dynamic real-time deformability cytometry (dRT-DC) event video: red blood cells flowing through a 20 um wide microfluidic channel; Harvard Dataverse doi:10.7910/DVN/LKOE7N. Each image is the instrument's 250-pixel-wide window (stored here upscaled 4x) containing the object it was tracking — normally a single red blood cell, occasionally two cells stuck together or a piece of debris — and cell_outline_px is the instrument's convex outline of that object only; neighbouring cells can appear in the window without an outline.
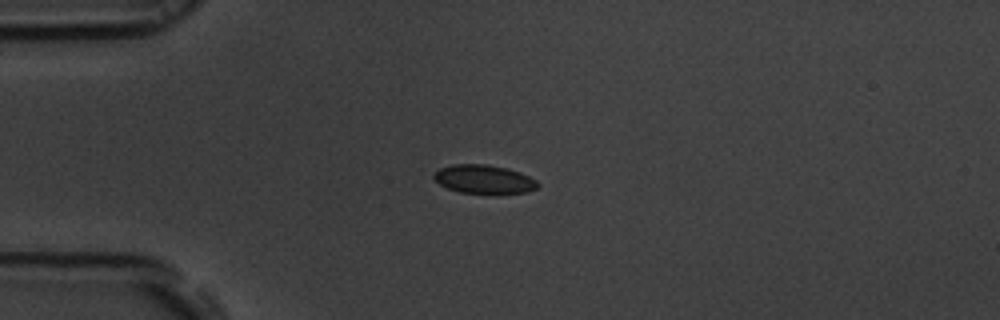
{"species": "common noctule bat (a hibernating species)", "species_latin": "Nyctalus noctula", "temperature_condition": "room temperature", "stored_images_in_passage": 42, "camera_frame_rate_fps": 3000, "um_per_image_px": 0.085, "animal": {"sex": "male", "body_mass_g": 19.5, "forearm_length_mm": 54.6}, "frame": {"image": 1, "passage_image": 1, "time_ms": 0.0, "image_size_px": [1000, 320], "cell_outline_px": [[540, 184], [536, 188], [528, 192], [460, 192], [448, 188], [440, 184], [432, 176], [440, 168], [452, 164], [488, 164], [508, 168], [520, 172], [536, 180]], "centroid_in_image_um": [41.14, 15.2], "position_along_channel_um": 43.9, "area_um2": 16.99}}
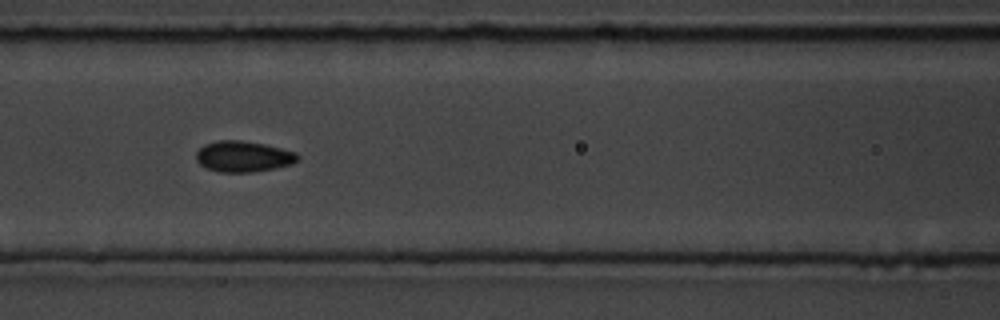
{"frame": {"image": 2, "passage_image": 11, "time_ms": 3.333, "image_size_px": [1000, 320], "cell_outline_px": [[300, 156], [292, 164], [276, 168], [252, 172], [220, 172], [208, 168], [200, 164], [196, 160], [196, 152], [204, 144], [216, 140], [240, 140], [264, 144], [296, 152]], "centroid_in_image_um": [20.67, 13.29], "position_along_channel_um": 145.9, "area_um2": 18.26}}
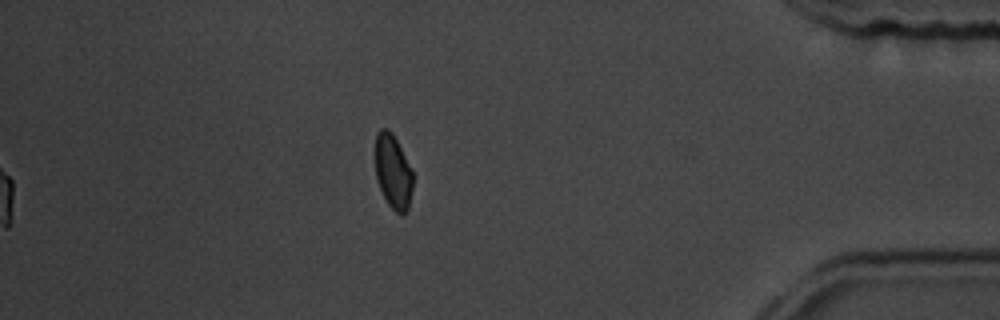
{"frame": {"image": 3, "passage_image": 35, "time_ms": 11.333, "image_size_px": [1000, 320], "cell_outline_px": [[412, 188], [408, 208], [400, 216], [388, 204], [376, 180], [376, 132], [380, 128], [388, 128], [392, 132], [412, 172]], "centroid_in_image_um": [33.39, 14.59], "position_along_channel_um": 401.8, "area_um2": 15.95}, "authors_computed_cell_mechanics": {"area_um2": 17.5712, "velocity_mm_per_s": 3.709, "shape_relaxation_time_tau1_ms": 3.7719, "shape_relaxation_time_tau2_ms": 1.4815, "deformation_change_tau1": 0.0693, "deformation_change_tau2": 0.0358}}